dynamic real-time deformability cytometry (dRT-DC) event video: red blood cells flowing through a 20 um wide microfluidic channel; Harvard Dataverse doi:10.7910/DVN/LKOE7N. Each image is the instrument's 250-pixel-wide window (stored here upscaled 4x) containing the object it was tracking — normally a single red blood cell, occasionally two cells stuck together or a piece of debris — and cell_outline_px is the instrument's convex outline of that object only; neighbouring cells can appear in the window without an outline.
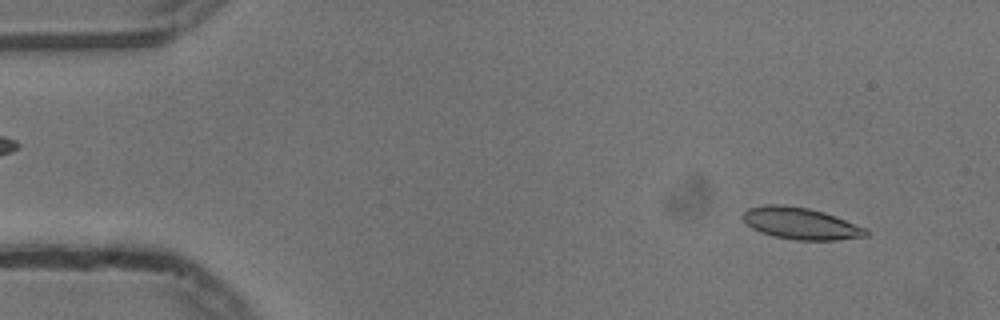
{"species": "common noctule bat (a hibernating species)", "species_latin": "Nyctalus noctula", "temperature_condition": "cold", "stored_images_in_passage": 54, "camera_frame_rate_fps": 3000, "um_per_image_px": 0.085, "animal": {"sex": "male", "body_mass_g": 13.3}, "frame": {"image": 1, "passage_image": 4, "time_ms": 1.0, "image_size_px": [1000, 320], "cell_outline_px": [[868, 236], [836, 240], [796, 240], [772, 236], [760, 232], [752, 228], [740, 216], [748, 208], [764, 204], [784, 204], [808, 208], [824, 212], [836, 216], [868, 228]], "centroid_in_image_um": [68.07, 18.99], "position_along_channel_um": 16.9, "area_um2": 23.06}}
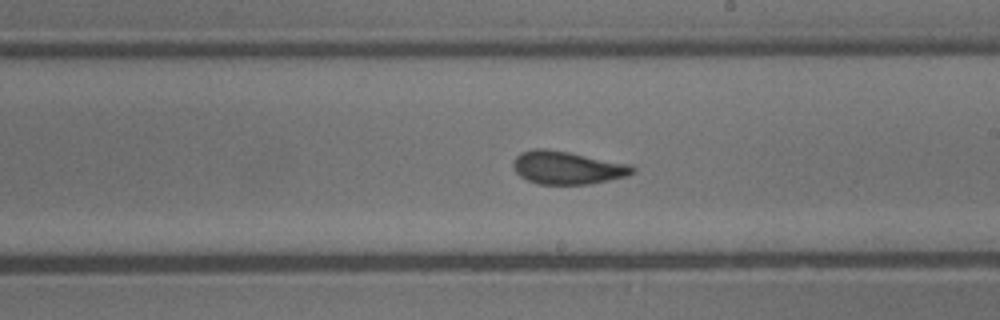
{"frame": {"image": 2, "passage_image": 30, "time_ms": 9.667, "image_size_px": [1000, 320], "cell_outline_px": [[636, 172], [628, 176], [592, 184], [540, 184], [528, 180], [520, 176], [516, 172], [512, 164], [512, 160], [520, 152], [532, 148], [544, 148], [568, 152], [632, 164], [636, 168]], "centroid_in_image_um": [48.25, 14.25], "position_along_channel_um": 240.8, "area_um2": 23.24}}
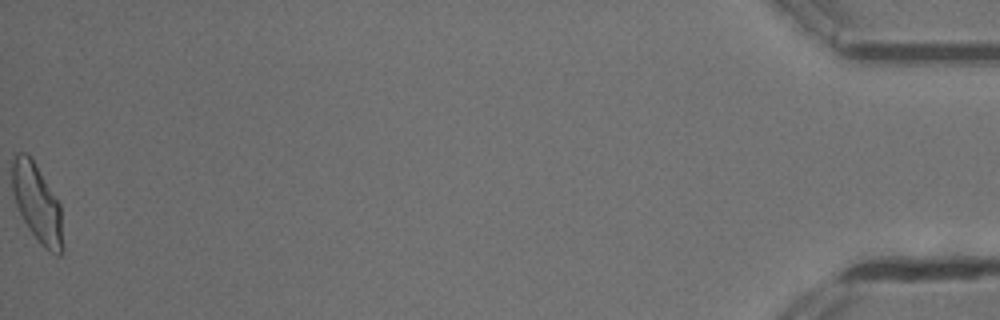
{"frame": {"image": 3, "passage_image": 54, "time_ms": 17.667, "image_size_px": [1000, 320], "cell_outline_px": [[64, 248], [60, 256], [56, 256], [48, 252], [40, 244], [28, 228], [16, 204], [12, 192], [12, 156], [16, 152], [24, 152], [32, 160], [60, 204]], "centroid_in_image_um": [3.16, 17.34], "position_along_channel_um": 432.0, "area_um2": 23.0}, "authors_computed_cell_mechanics": {"area_um2": 22.542, "velocity_mm_per_s": 3.734, "shape_relaxation_time_tau1_ms": 4.1407, "shape_relaxation_time_tau2_ms": 1.2396, "deformation_change_tau1": 0.1397, "deformation_change_tau2": 0.0694}}